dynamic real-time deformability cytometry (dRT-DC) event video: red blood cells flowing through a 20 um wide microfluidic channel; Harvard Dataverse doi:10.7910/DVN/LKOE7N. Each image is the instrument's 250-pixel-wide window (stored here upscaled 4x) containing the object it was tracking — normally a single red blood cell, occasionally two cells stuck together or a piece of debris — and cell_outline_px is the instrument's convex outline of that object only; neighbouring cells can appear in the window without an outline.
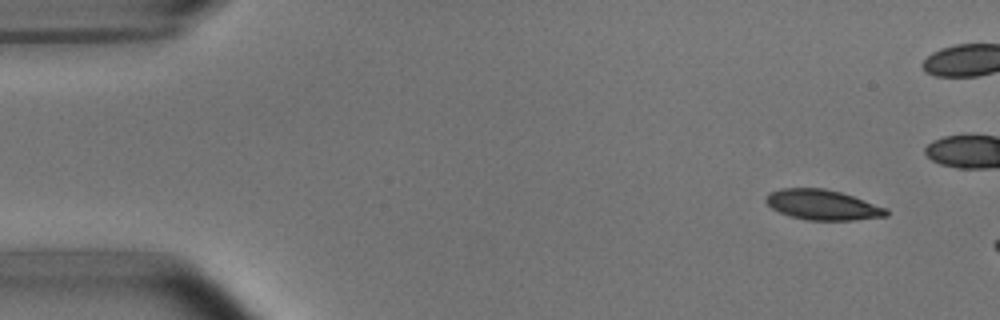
{"species": "common noctule bat (a hibernating species)", "species_latin": "Nyctalus noctula", "temperature_condition": "room temperature", "stored_images_in_passage": 3, "camera_frame_rate_fps": 3000, "um_per_image_px": 0.085, "animal": {"sex": "male", "body_mass_g": 15.6}, "frame": {"image": 1, "passage_image": 1, "time_ms": 0.0, "image_size_px": [1000, 320], "cell_outline_px": [[888, 216], [852, 220], [808, 220], [792, 216], [780, 212], [772, 208], [764, 200], [772, 192], [780, 188], [824, 188], [840, 192], [888, 208]], "centroid_in_image_um": [69.95, 17.41], "position_along_channel_um": 15.1, "area_um2": 20.92}}